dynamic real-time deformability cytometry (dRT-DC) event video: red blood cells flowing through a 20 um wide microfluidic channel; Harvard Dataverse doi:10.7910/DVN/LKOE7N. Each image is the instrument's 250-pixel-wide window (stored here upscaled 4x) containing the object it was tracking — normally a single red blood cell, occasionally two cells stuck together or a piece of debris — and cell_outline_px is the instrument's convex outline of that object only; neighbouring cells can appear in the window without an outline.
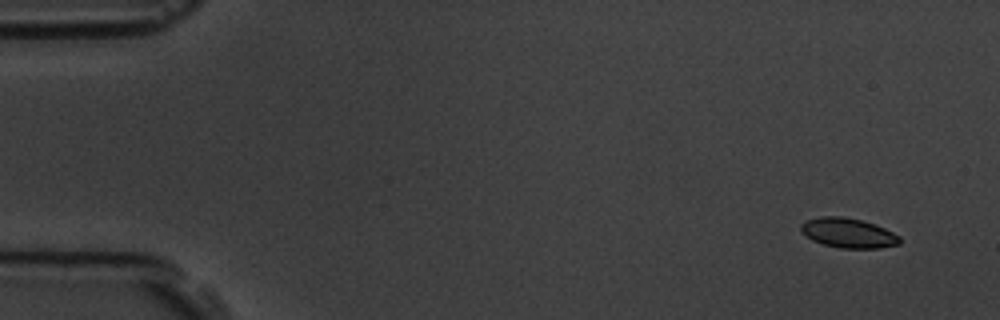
{"species": "common noctule bat (a hibernating species)", "species_latin": "Nyctalus noctula", "temperature_condition": "room temperature", "stored_images_in_passage": 6, "camera_frame_rate_fps": 3000, "um_per_image_px": 0.085, "animal": {"sex": "male", "body_mass_g": 19.5, "forearm_length_mm": 54.6}, "frame": {"image": 1, "passage_image": 1, "time_ms": 0.0, "image_size_px": [1000, 320], "cell_outline_px": [[900, 244], [880, 248], [840, 248], [824, 244], [812, 240], [800, 228], [800, 224], [808, 220], [820, 216], [844, 216], [860, 220], [884, 228], [900, 236]], "centroid_in_image_um": [72.11, 19.8], "position_along_channel_um": 12.9, "area_um2": 16.88}}
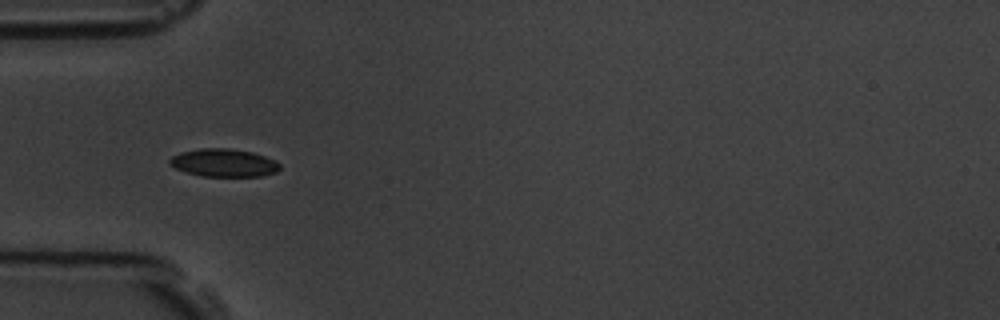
{"frame": {"image": 2, "passage_image": 5, "time_ms": 4.667, "image_size_px": [1000, 320], "cell_outline_px": [[280, 168], [276, 172], [260, 176], [204, 176], [188, 172], [176, 168], [168, 164], [168, 160], [172, 156], [180, 152], [200, 148], [228, 148], [252, 152], [264, 156], [280, 164]], "centroid_in_image_um": [18.99, 13.83], "position_along_channel_um": 66.0, "area_um2": 17.74}}
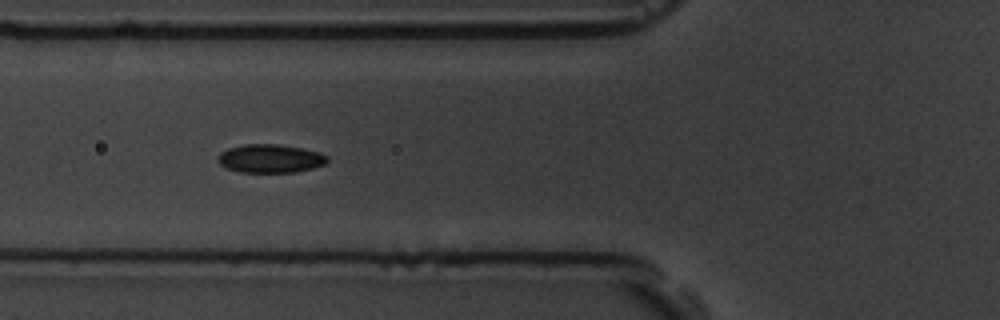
{"frame": {"image": 3, "passage_image": 6, "time_ms": 5.667, "image_size_px": [1000, 320], "cell_outline_px": [[328, 160], [324, 164], [312, 168], [296, 172], [240, 172], [228, 168], [220, 164], [216, 160], [220, 152], [228, 148], [244, 144], [276, 144], [300, 148], [320, 152], [328, 156]], "centroid_in_image_um": [22.96, 13.47], "position_along_channel_um": 102.8, "area_um2": 18.09}}